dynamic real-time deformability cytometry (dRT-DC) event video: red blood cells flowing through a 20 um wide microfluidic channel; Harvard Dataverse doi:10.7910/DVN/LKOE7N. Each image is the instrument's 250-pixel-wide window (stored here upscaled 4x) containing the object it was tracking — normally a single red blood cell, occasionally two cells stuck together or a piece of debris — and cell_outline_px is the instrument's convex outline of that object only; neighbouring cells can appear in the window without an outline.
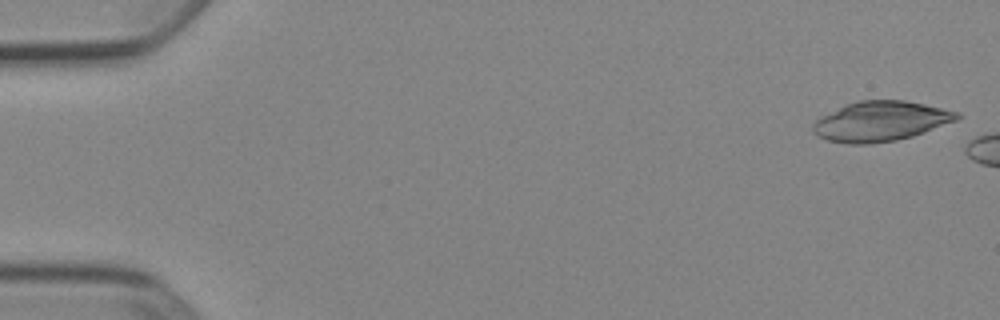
{"species": "Egyptian fruit bat (a non-hibernating species)", "species_latin": "Rousettus aegyptiacus", "temperature_condition": "cold", "stored_images_in_passage": 6, "camera_frame_rate_fps": 3000, "um_per_image_px": 0.085, "animal": {"sex": "female"}, "frame": {"image": 1, "passage_image": 1, "time_ms": 0.0, "image_size_px": [1000, 320], "cell_outline_px": [[964, 116], [956, 120], [924, 132], [912, 136], [896, 140], [872, 144], [848, 144], [828, 140], [816, 136], [812, 132], [812, 124], [820, 116], [844, 104], [860, 100], [904, 100], [924, 104], [960, 112]], "centroid_in_image_um": [74.82, 10.3], "position_along_channel_um": 10.2, "area_um2": 33.76}}